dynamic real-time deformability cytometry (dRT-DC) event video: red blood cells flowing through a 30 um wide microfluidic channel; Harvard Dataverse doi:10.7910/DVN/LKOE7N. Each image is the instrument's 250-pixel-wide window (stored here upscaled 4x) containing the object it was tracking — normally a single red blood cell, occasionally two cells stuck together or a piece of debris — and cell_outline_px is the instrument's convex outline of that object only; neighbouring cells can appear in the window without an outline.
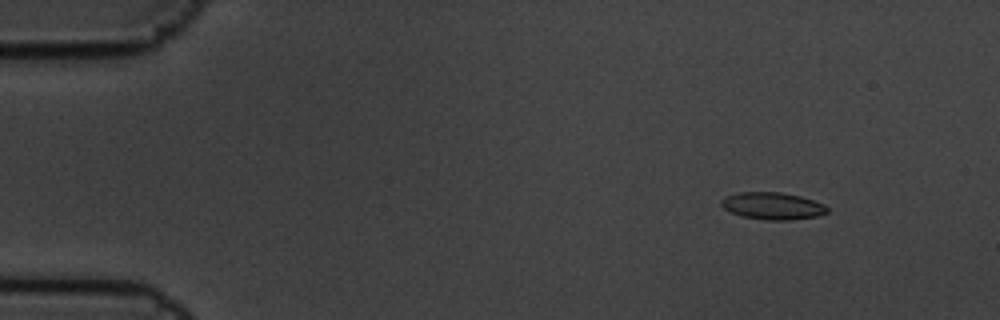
{"species": "common noctule bat (a hibernating species)", "species_latin": "Nyctalus noctula", "temperature_condition": "cold", "stored_images_in_passage": 6, "camera_frame_rate_fps": 3000, "um_per_image_px": 0.085, "animal": {"sex": "male", "body_mass_g": 19.5, "forearm_length_mm": 54.6}, "frame": {"image": 1, "passage_image": 3, "time_ms": 0.667, "image_size_px": [1000, 320], "cell_outline_px": [[828, 212], [816, 216], [788, 220], [764, 220], [744, 216], [732, 212], [724, 208], [720, 204], [720, 200], [728, 196], [740, 192], [780, 192], [800, 196], [824, 204], [828, 208]], "centroid_in_image_um": [65.68, 17.5], "position_along_channel_um": 19.3, "area_um2": 16.53}}
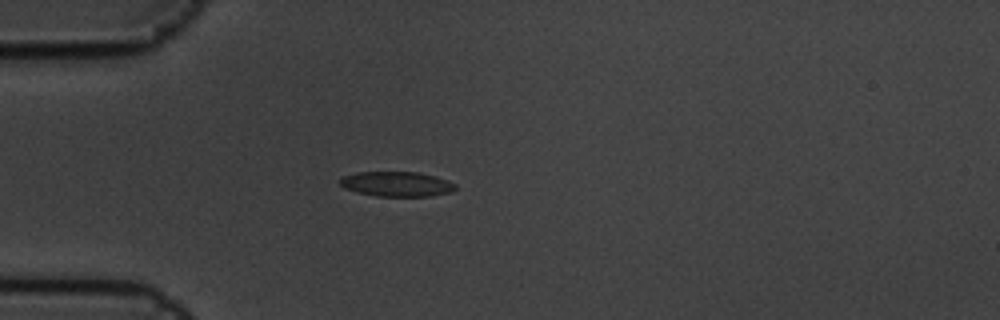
{"frame": {"image": 2, "passage_image": 6, "time_ms": 1.667, "image_size_px": [1000, 320], "cell_outline_px": [[456, 188], [452, 192], [428, 196], [376, 196], [356, 192], [344, 188], [340, 184], [340, 180], [344, 176], [356, 172], [416, 172], [436, 176], [448, 180], [456, 184]], "centroid_in_image_um": [33.73, 15.64], "position_along_channel_um": 51.3, "area_um2": 16.76}}